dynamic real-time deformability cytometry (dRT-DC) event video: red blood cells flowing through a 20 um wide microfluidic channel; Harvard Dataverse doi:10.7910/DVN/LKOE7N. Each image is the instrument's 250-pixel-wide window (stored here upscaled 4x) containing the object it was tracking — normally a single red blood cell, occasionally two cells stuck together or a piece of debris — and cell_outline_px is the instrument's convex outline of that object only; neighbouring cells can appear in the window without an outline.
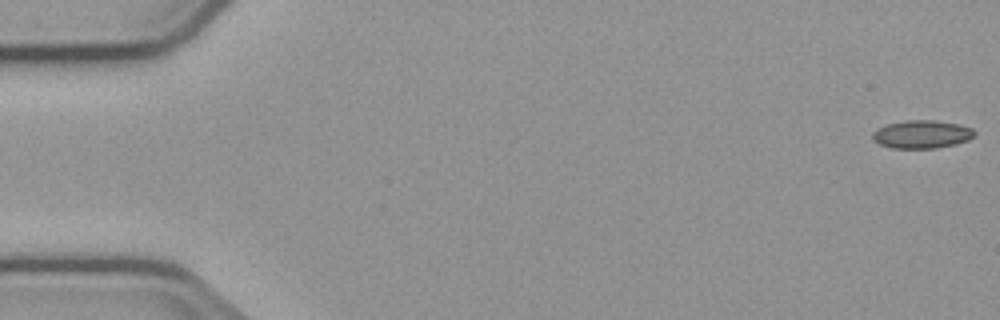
{"species": "common noctule bat (a hibernating species)", "species_latin": "Nyctalus noctula", "temperature_condition": "cold", "stored_images_in_passage": 8, "camera_frame_rate_fps": 3000, "um_per_image_px": 0.085, "animal": {"sex": "male", "body_mass_g": 23.1, "forearm_length_mm": 52.7}, "frame": {"image": 1, "passage_image": 1, "time_ms": 0.0, "image_size_px": [1000, 320], "cell_outline_px": [[976, 136], [968, 140], [956, 144], [936, 148], [892, 148], [880, 144], [872, 140], [872, 132], [876, 128], [888, 124], [908, 120], [932, 120], [960, 124], [972, 128], [976, 132]], "centroid_in_image_um": [78.37, 11.41], "position_along_channel_um": 6.6, "area_um2": 16.82}}